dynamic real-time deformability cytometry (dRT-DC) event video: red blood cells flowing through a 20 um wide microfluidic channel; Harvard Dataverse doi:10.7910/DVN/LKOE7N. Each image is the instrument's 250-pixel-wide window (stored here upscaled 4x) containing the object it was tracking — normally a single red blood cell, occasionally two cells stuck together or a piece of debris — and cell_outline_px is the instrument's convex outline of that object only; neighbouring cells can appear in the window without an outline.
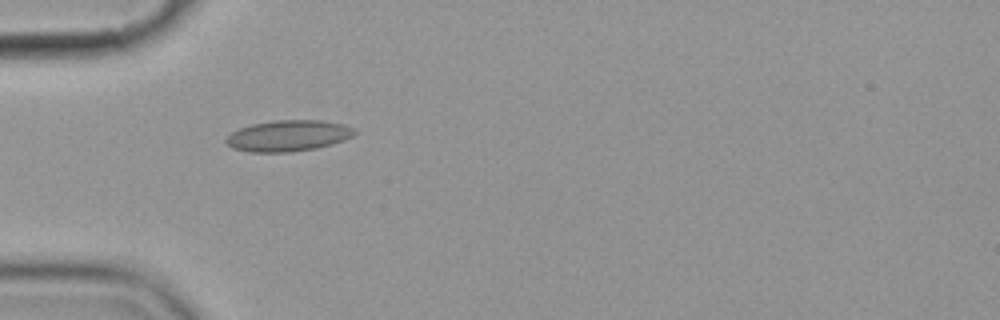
{"species": "common noctule bat (a hibernating species)", "species_latin": "Nyctalus noctula", "temperature_condition": "cold", "stored_images_in_passage": 2, "camera_frame_rate_fps": 3000, "um_per_image_px": 0.085, "animal": {"sex": "female", "body_mass_g": 19.9}, "frame": {"image": 1, "passage_image": 1, "time_ms": 0.0, "image_size_px": [1000, 320], "cell_outline_px": [[356, 132], [352, 136], [344, 140], [332, 144], [316, 148], [292, 152], [248, 152], [232, 148], [224, 140], [232, 132], [240, 128], [252, 124], [276, 120], [320, 120], [344, 124], [352, 128]], "centroid_in_image_um": [24.49, 11.54], "position_along_channel_um": 60.5, "area_um2": 23.24}}
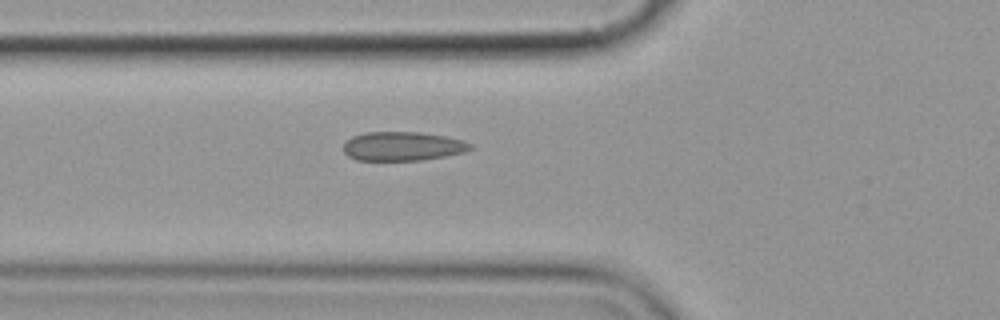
{"frame": {"image": 2, "passage_image": 2, "time_ms": 1.0, "image_size_px": [1000, 320], "cell_outline_px": [[476, 144], [472, 148], [464, 152], [444, 156], [420, 160], [356, 160], [348, 156], [344, 152], [344, 140], [352, 136], [364, 132], [420, 132], [448, 136], [464, 140]], "centroid_in_image_um": [34.24, 12.41], "position_along_channel_um": 91.6, "area_um2": 21.73}}